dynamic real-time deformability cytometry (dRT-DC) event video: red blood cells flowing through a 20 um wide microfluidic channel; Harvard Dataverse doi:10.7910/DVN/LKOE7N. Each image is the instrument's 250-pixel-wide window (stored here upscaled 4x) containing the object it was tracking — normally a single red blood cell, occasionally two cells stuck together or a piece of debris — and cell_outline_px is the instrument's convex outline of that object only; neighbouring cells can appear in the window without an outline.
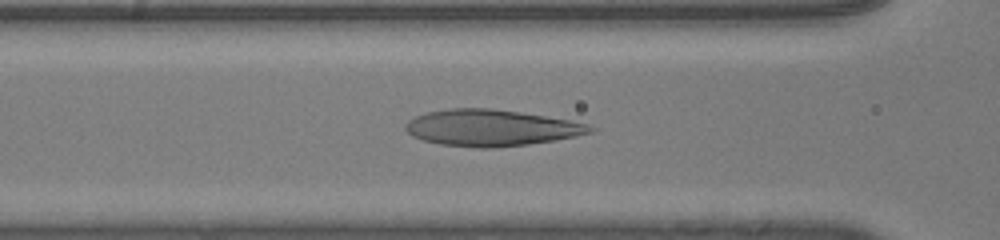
{"species": "human", "species_latin": "Homo sapiens", "temperature_condition": "room temperature", "stored_images_in_passage": 56, "camera_frame_rate_fps": 3000, "um_per_image_px": 0.085, "donor": {"sex": "male"}, "frame": {"image": 1, "passage_image": 30, "time_ms": 9.667, "image_size_px": [1000, 240], "cell_outline_px": [[596, 128], [592, 132], [552, 140], [528, 144], [496, 148], [476, 148], [440, 144], [424, 140], [412, 136], [404, 128], [404, 124], [408, 120], [424, 112], [448, 108], [492, 108], [520, 112], [568, 120], [588, 124]], "centroid_in_image_um": [41.67, 10.86], "position_along_channel_um": 124.9, "area_um2": 39.07}}
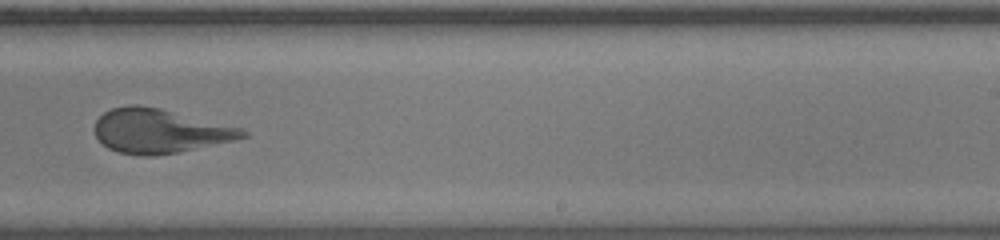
{"frame": {"image": 2, "passage_image": 41, "time_ms": 13.333, "image_size_px": [1000, 240], "cell_outline_px": [[248, 136], [236, 140], [176, 152], [152, 156], [144, 156], [116, 152], [108, 148], [96, 136], [92, 128], [96, 120], [104, 112], [112, 108], [128, 104], [136, 104], [160, 108], [240, 128], [248, 132]], "centroid_in_image_um": [13.51, 11.13], "position_along_channel_um": 275.5, "area_um2": 37.92}}
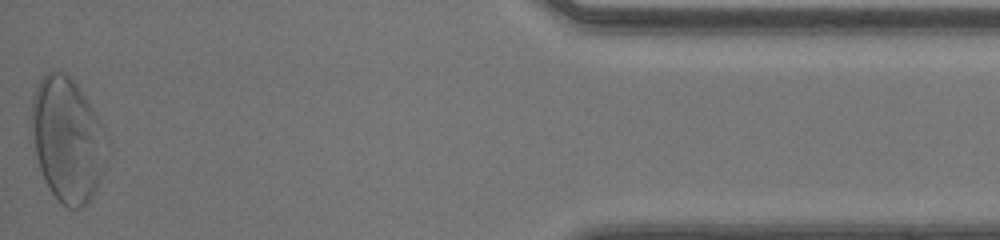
{"frame": {"image": 3, "passage_image": 56, "time_ms": 18.333, "image_size_px": [1000, 240], "cell_outline_px": [[108, 140], [104, 172], [92, 196], [80, 208], [68, 208], [52, 192], [44, 180], [36, 156], [28, 120], [32, 96], [40, 80], [48, 72], [64, 72], [76, 84], [88, 100], [108, 136]], "centroid_in_image_um": [5.71, 11.85], "position_along_channel_um": 429.5, "area_um2": 54.85}}